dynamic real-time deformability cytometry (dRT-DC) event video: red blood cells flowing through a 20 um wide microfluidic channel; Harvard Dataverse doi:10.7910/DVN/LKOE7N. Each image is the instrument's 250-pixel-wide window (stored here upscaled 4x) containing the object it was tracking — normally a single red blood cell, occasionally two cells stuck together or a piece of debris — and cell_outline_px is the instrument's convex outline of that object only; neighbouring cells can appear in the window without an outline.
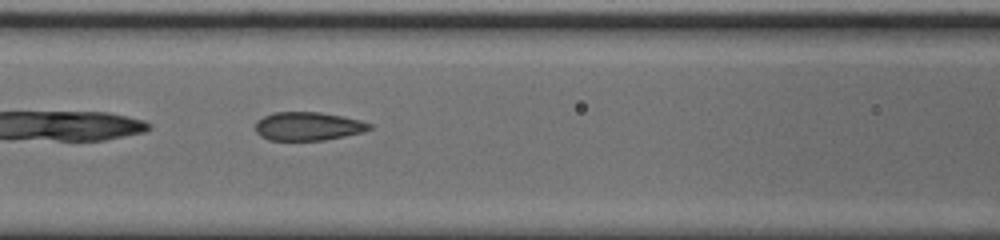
{"species": "common noctule bat (a hibernating species)", "species_latin": "Nyctalus noctula", "temperature_condition": "cold", "stored_images_in_passage": 37, "camera_frame_rate_fps": 3000, "um_per_image_px": 0.085, "animal": {"sex": "male", "body_mass_g": 20.0, "forearm_length_mm": 53.3}, "frame": {"image": 1, "passage_image": 6, "time_ms": 1.667, "image_size_px": [1000, 240], "cell_outline_px": [[372, 128], [364, 132], [324, 140], [268, 140], [260, 136], [256, 132], [256, 120], [272, 112], [320, 112], [360, 120], [372, 124]], "centroid_in_image_um": [26.17, 10.73], "position_along_channel_um": 140.4, "area_um2": 18.96}}
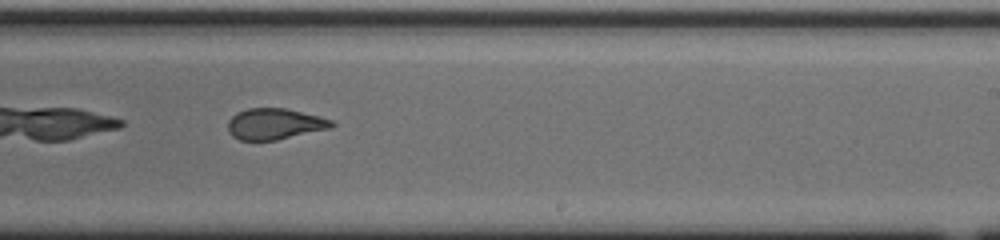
{"frame": {"image": 2, "passage_image": 16, "time_ms": 5.0, "image_size_px": [1000, 240], "cell_outline_px": [[336, 124], [332, 128], [276, 140], [240, 140], [232, 136], [228, 132], [228, 120], [236, 112], [248, 108], [284, 108], [332, 120]], "centroid_in_image_um": [23.32, 10.54], "position_along_channel_um": 265.7, "area_um2": 18.73}}